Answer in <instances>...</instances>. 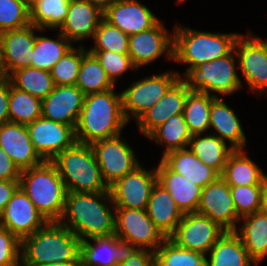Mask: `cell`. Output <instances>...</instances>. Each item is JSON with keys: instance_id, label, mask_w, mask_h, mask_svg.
<instances>
[{"instance_id": "cell-11", "label": "cell", "mask_w": 267, "mask_h": 266, "mask_svg": "<svg viewBox=\"0 0 267 266\" xmlns=\"http://www.w3.org/2000/svg\"><path fill=\"white\" fill-rule=\"evenodd\" d=\"M90 146L108 187L141 165L134 150L121 137V134L95 141Z\"/></svg>"}, {"instance_id": "cell-53", "label": "cell", "mask_w": 267, "mask_h": 266, "mask_svg": "<svg viewBox=\"0 0 267 266\" xmlns=\"http://www.w3.org/2000/svg\"><path fill=\"white\" fill-rule=\"evenodd\" d=\"M39 266H82L81 260H72V261H67V262H54V263H49V264H44V265H39Z\"/></svg>"}, {"instance_id": "cell-40", "label": "cell", "mask_w": 267, "mask_h": 266, "mask_svg": "<svg viewBox=\"0 0 267 266\" xmlns=\"http://www.w3.org/2000/svg\"><path fill=\"white\" fill-rule=\"evenodd\" d=\"M206 255L185 249L167 238L155 251L157 266H206Z\"/></svg>"}, {"instance_id": "cell-32", "label": "cell", "mask_w": 267, "mask_h": 266, "mask_svg": "<svg viewBox=\"0 0 267 266\" xmlns=\"http://www.w3.org/2000/svg\"><path fill=\"white\" fill-rule=\"evenodd\" d=\"M195 134L189 141L188 148L207 166L219 175L224 170L229 155L235 150L214 134Z\"/></svg>"}, {"instance_id": "cell-31", "label": "cell", "mask_w": 267, "mask_h": 266, "mask_svg": "<svg viewBox=\"0 0 267 266\" xmlns=\"http://www.w3.org/2000/svg\"><path fill=\"white\" fill-rule=\"evenodd\" d=\"M242 225L234 231L250 257L259 264L267 257V216L260 211L240 218ZM239 229V230H238Z\"/></svg>"}, {"instance_id": "cell-8", "label": "cell", "mask_w": 267, "mask_h": 266, "mask_svg": "<svg viewBox=\"0 0 267 266\" xmlns=\"http://www.w3.org/2000/svg\"><path fill=\"white\" fill-rule=\"evenodd\" d=\"M178 71L167 70L162 74L147 76L135 81L121 92L122 110L127 122L131 118L135 122L180 78Z\"/></svg>"}, {"instance_id": "cell-43", "label": "cell", "mask_w": 267, "mask_h": 266, "mask_svg": "<svg viewBox=\"0 0 267 266\" xmlns=\"http://www.w3.org/2000/svg\"><path fill=\"white\" fill-rule=\"evenodd\" d=\"M30 24V8L23 0H0V33Z\"/></svg>"}, {"instance_id": "cell-5", "label": "cell", "mask_w": 267, "mask_h": 266, "mask_svg": "<svg viewBox=\"0 0 267 266\" xmlns=\"http://www.w3.org/2000/svg\"><path fill=\"white\" fill-rule=\"evenodd\" d=\"M173 61L187 64L188 68L199 67L225 57L234 50L239 33H214L195 30L177 24L173 30Z\"/></svg>"}, {"instance_id": "cell-2", "label": "cell", "mask_w": 267, "mask_h": 266, "mask_svg": "<svg viewBox=\"0 0 267 266\" xmlns=\"http://www.w3.org/2000/svg\"><path fill=\"white\" fill-rule=\"evenodd\" d=\"M122 110L121 93L114 88L85 95L75 128L76 140L83 144L118 136L127 125Z\"/></svg>"}, {"instance_id": "cell-26", "label": "cell", "mask_w": 267, "mask_h": 266, "mask_svg": "<svg viewBox=\"0 0 267 266\" xmlns=\"http://www.w3.org/2000/svg\"><path fill=\"white\" fill-rule=\"evenodd\" d=\"M209 120L210 128L214 130L212 134L230 143L229 145L234 149H245L247 138L240 119L234 110L223 101V97L217 96L212 101Z\"/></svg>"}, {"instance_id": "cell-33", "label": "cell", "mask_w": 267, "mask_h": 266, "mask_svg": "<svg viewBox=\"0 0 267 266\" xmlns=\"http://www.w3.org/2000/svg\"><path fill=\"white\" fill-rule=\"evenodd\" d=\"M147 138L156 142V144L165 146L163 149V155H165L174 150L188 148L192 134L183 114H177L154 129Z\"/></svg>"}, {"instance_id": "cell-29", "label": "cell", "mask_w": 267, "mask_h": 266, "mask_svg": "<svg viewBox=\"0 0 267 266\" xmlns=\"http://www.w3.org/2000/svg\"><path fill=\"white\" fill-rule=\"evenodd\" d=\"M206 266H252L258 265L245 249L234 231H225L208 252Z\"/></svg>"}, {"instance_id": "cell-44", "label": "cell", "mask_w": 267, "mask_h": 266, "mask_svg": "<svg viewBox=\"0 0 267 266\" xmlns=\"http://www.w3.org/2000/svg\"><path fill=\"white\" fill-rule=\"evenodd\" d=\"M263 185L230 186L237 215L242 218L260 210Z\"/></svg>"}, {"instance_id": "cell-27", "label": "cell", "mask_w": 267, "mask_h": 266, "mask_svg": "<svg viewBox=\"0 0 267 266\" xmlns=\"http://www.w3.org/2000/svg\"><path fill=\"white\" fill-rule=\"evenodd\" d=\"M146 212L166 238L175 232L184 215L170 193L158 182L151 190Z\"/></svg>"}, {"instance_id": "cell-55", "label": "cell", "mask_w": 267, "mask_h": 266, "mask_svg": "<svg viewBox=\"0 0 267 266\" xmlns=\"http://www.w3.org/2000/svg\"><path fill=\"white\" fill-rule=\"evenodd\" d=\"M178 4L185 2V0H177Z\"/></svg>"}, {"instance_id": "cell-16", "label": "cell", "mask_w": 267, "mask_h": 266, "mask_svg": "<svg viewBox=\"0 0 267 266\" xmlns=\"http://www.w3.org/2000/svg\"><path fill=\"white\" fill-rule=\"evenodd\" d=\"M43 31L29 26L0 33V69L3 76L9 77L14 71L31 66L36 32Z\"/></svg>"}, {"instance_id": "cell-47", "label": "cell", "mask_w": 267, "mask_h": 266, "mask_svg": "<svg viewBox=\"0 0 267 266\" xmlns=\"http://www.w3.org/2000/svg\"><path fill=\"white\" fill-rule=\"evenodd\" d=\"M155 252L146 249H129L119 266H154Z\"/></svg>"}, {"instance_id": "cell-13", "label": "cell", "mask_w": 267, "mask_h": 266, "mask_svg": "<svg viewBox=\"0 0 267 266\" xmlns=\"http://www.w3.org/2000/svg\"><path fill=\"white\" fill-rule=\"evenodd\" d=\"M156 182V167L148 170L141 164L109 187L115 208L146 210Z\"/></svg>"}, {"instance_id": "cell-22", "label": "cell", "mask_w": 267, "mask_h": 266, "mask_svg": "<svg viewBox=\"0 0 267 266\" xmlns=\"http://www.w3.org/2000/svg\"><path fill=\"white\" fill-rule=\"evenodd\" d=\"M103 11L86 0H70L68 13L63 24L57 29L72 44L93 38Z\"/></svg>"}, {"instance_id": "cell-49", "label": "cell", "mask_w": 267, "mask_h": 266, "mask_svg": "<svg viewBox=\"0 0 267 266\" xmlns=\"http://www.w3.org/2000/svg\"><path fill=\"white\" fill-rule=\"evenodd\" d=\"M9 77L0 79V124L9 122Z\"/></svg>"}, {"instance_id": "cell-17", "label": "cell", "mask_w": 267, "mask_h": 266, "mask_svg": "<svg viewBox=\"0 0 267 266\" xmlns=\"http://www.w3.org/2000/svg\"><path fill=\"white\" fill-rule=\"evenodd\" d=\"M197 213L209 217L225 231H235L239 227L240 217L235 210L230 186L221 176L202 188Z\"/></svg>"}, {"instance_id": "cell-50", "label": "cell", "mask_w": 267, "mask_h": 266, "mask_svg": "<svg viewBox=\"0 0 267 266\" xmlns=\"http://www.w3.org/2000/svg\"><path fill=\"white\" fill-rule=\"evenodd\" d=\"M20 180H0V216L5 206L19 187Z\"/></svg>"}, {"instance_id": "cell-42", "label": "cell", "mask_w": 267, "mask_h": 266, "mask_svg": "<svg viewBox=\"0 0 267 266\" xmlns=\"http://www.w3.org/2000/svg\"><path fill=\"white\" fill-rule=\"evenodd\" d=\"M87 52L83 44L66 52L50 71L54 85H75L82 58Z\"/></svg>"}, {"instance_id": "cell-34", "label": "cell", "mask_w": 267, "mask_h": 266, "mask_svg": "<svg viewBox=\"0 0 267 266\" xmlns=\"http://www.w3.org/2000/svg\"><path fill=\"white\" fill-rule=\"evenodd\" d=\"M58 34L56 40L36 34L30 67L51 71L61 57L74 46L63 34Z\"/></svg>"}, {"instance_id": "cell-19", "label": "cell", "mask_w": 267, "mask_h": 266, "mask_svg": "<svg viewBox=\"0 0 267 266\" xmlns=\"http://www.w3.org/2000/svg\"><path fill=\"white\" fill-rule=\"evenodd\" d=\"M85 94L76 85H55L42 99L41 116L76 128Z\"/></svg>"}, {"instance_id": "cell-54", "label": "cell", "mask_w": 267, "mask_h": 266, "mask_svg": "<svg viewBox=\"0 0 267 266\" xmlns=\"http://www.w3.org/2000/svg\"><path fill=\"white\" fill-rule=\"evenodd\" d=\"M25 3H26V5L29 7V8H31L37 1H39V0H23Z\"/></svg>"}, {"instance_id": "cell-15", "label": "cell", "mask_w": 267, "mask_h": 266, "mask_svg": "<svg viewBox=\"0 0 267 266\" xmlns=\"http://www.w3.org/2000/svg\"><path fill=\"white\" fill-rule=\"evenodd\" d=\"M35 151L44 161L53 160L77 140L73 126L39 117L27 125Z\"/></svg>"}, {"instance_id": "cell-25", "label": "cell", "mask_w": 267, "mask_h": 266, "mask_svg": "<svg viewBox=\"0 0 267 266\" xmlns=\"http://www.w3.org/2000/svg\"><path fill=\"white\" fill-rule=\"evenodd\" d=\"M156 171L157 182L170 193L183 214L197 212L202 187L171 171L161 160L156 167Z\"/></svg>"}, {"instance_id": "cell-1", "label": "cell", "mask_w": 267, "mask_h": 266, "mask_svg": "<svg viewBox=\"0 0 267 266\" xmlns=\"http://www.w3.org/2000/svg\"><path fill=\"white\" fill-rule=\"evenodd\" d=\"M59 222L81 241L114 235L115 206L110 191L67 192L64 214Z\"/></svg>"}, {"instance_id": "cell-14", "label": "cell", "mask_w": 267, "mask_h": 266, "mask_svg": "<svg viewBox=\"0 0 267 266\" xmlns=\"http://www.w3.org/2000/svg\"><path fill=\"white\" fill-rule=\"evenodd\" d=\"M173 47L174 34H170L161 20L148 30L129 35L128 54L137 71L163 54L173 60Z\"/></svg>"}, {"instance_id": "cell-56", "label": "cell", "mask_w": 267, "mask_h": 266, "mask_svg": "<svg viewBox=\"0 0 267 266\" xmlns=\"http://www.w3.org/2000/svg\"><path fill=\"white\" fill-rule=\"evenodd\" d=\"M3 77V75H2V72H1V69H0V79Z\"/></svg>"}, {"instance_id": "cell-18", "label": "cell", "mask_w": 267, "mask_h": 266, "mask_svg": "<svg viewBox=\"0 0 267 266\" xmlns=\"http://www.w3.org/2000/svg\"><path fill=\"white\" fill-rule=\"evenodd\" d=\"M47 221L19 186L0 216V226L9 230L20 241L40 230Z\"/></svg>"}, {"instance_id": "cell-6", "label": "cell", "mask_w": 267, "mask_h": 266, "mask_svg": "<svg viewBox=\"0 0 267 266\" xmlns=\"http://www.w3.org/2000/svg\"><path fill=\"white\" fill-rule=\"evenodd\" d=\"M67 192L110 191L90 144L76 142L53 160Z\"/></svg>"}, {"instance_id": "cell-4", "label": "cell", "mask_w": 267, "mask_h": 266, "mask_svg": "<svg viewBox=\"0 0 267 266\" xmlns=\"http://www.w3.org/2000/svg\"><path fill=\"white\" fill-rule=\"evenodd\" d=\"M19 186L47 222H59L64 214L67 190L52 161L22 170Z\"/></svg>"}, {"instance_id": "cell-9", "label": "cell", "mask_w": 267, "mask_h": 266, "mask_svg": "<svg viewBox=\"0 0 267 266\" xmlns=\"http://www.w3.org/2000/svg\"><path fill=\"white\" fill-rule=\"evenodd\" d=\"M115 235L130 249L153 252L167 239L146 210L132 208H115Z\"/></svg>"}, {"instance_id": "cell-51", "label": "cell", "mask_w": 267, "mask_h": 266, "mask_svg": "<svg viewBox=\"0 0 267 266\" xmlns=\"http://www.w3.org/2000/svg\"><path fill=\"white\" fill-rule=\"evenodd\" d=\"M259 211L267 216V181L263 185V190L261 194V205Z\"/></svg>"}, {"instance_id": "cell-46", "label": "cell", "mask_w": 267, "mask_h": 266, "mask_svg": "<svg viewBox=\"0 0 267 266\" xmlns=\"http://www.w3.org/2000/svg\"><path fill=\"white\" fill-rule=\"evenodd\" d=\"M21 241L0 226V266H21Z\"/></svg>"}, {"instance_id": "cell-45", "label": "cell", "mask_w": 267, "mask_h": 266, "mask_svg": "<svg viewBox=\"0 0 267 266\" xmlns=\"http://www.w3.org/2000/svg\"><path fill=\"white\" fill-rule=\"evenodd\" d=\"M93 54L102 68L106 72L108 78L115 85L117 78L119 79L124 73L130 69L137 70L133 65L129 54H119L112 51H88Z\"/></svg>"}, {"instance_id": "cell-38", "label": "cell", "mask_w": 267, "mask_h": 266, "mask_svg": "<svg viewBox=\"0 0 267 266\" xmlns=\"http://www.w3.org/2000/svg\"><path fill=\"white\" fill-rule=\"evenodd\" d=\"M42 100L17 89L9 79V121L28 125L41 117Z\"/></svg>"}, {"instance_id": "cell-30", "label": "cell", "mask_w": 267, "mask_h": 266, "mask_svg": "<svg viewBox=\"0 0 267 266\" xmlns=\"http://www.w3.org/2000/svg\"><path fill=\"white\" fill-rule=\"evenodd\" d=\"M220 176L229 186L264 185L267 181V175L246 155L244 149H235L229 155Z\"/></svg>"}, {"instance_id": "cell-48", "label": "cell", "mask_w": 267, "mask_h": 266, "mask_svg": "<svg viewBox=\"0 0 267 266\" xmlns=\"http://www.w3.org/2000/svg\"><path fill=\"white\" fill-rule=\"evenodd\" d=\"M20 169L0 147V180H20Z\"/></svg>"}, {"instance_id": "cell-28", "label": "cell", "mask_w": 267, "mask_h": 266, "mask_svg": "<svg viewBox=\"0 0 267 266\" xmlns=\"http://www.w3.org/2000/svg\"><path fill=\"white\" fill-rule=\"evenodd\" d=\"M161 161L171 171L186 177L202 188L220 176L213 168L202 163L189 148L174 150L162 155Z\"/></svg>"}, {"instance_id": "cell-21", "label": "cell", "mask_w": 267, "mask_h": 266, "mask_svg": "<svg viewBox=\"0 0 267 266\" xmlns=\"http://www.w3.org/2000/svg\"><path fill=\"white\" fill-rule=\"evenodd\" d=\"M0 147L20 171L37 166L44 161L34 149L27 125L10 121L0 124Z\"/></svg>"}, {"instance_id": "cell-24", "label": "cell", "mask_w": 267, "mask_h": 266, "mask_svg": "<svg viewBox=\"0 0 267 266\" xmlns=\"http://www.w3.org/2000/svg\"><path fill=\"white\" fill-rule=\"evenodd\" d=\"M129 249L115 234L81 241L82 266H119Z\"/></svg>"}, {"instance_id": "cell-3", "label": "cell", "mask_w": 267, "mask_h": 266, "mask_svg": "<svg viewBox=\"0 0 267 266\" xmlns=\"http://www.w3.org/2000/svg\"><path fill=\"white\" fill-rule=\"evenodd\" d=\"M81 240L60 222H47L21 240V266L81 260Z\"/></svg>"}, {"instance_id": "cell-23", "label": "cell", "mask_w": 267, "mask_h": 266, "mask_svg": "<svg viewBox=\"0 0 267 266\" xmlns=\"http://www.w3.org/2000/svg\"><path fill=\"white\" fill-rule=\"evenodd\" d=\"M189 92V88L179 78L165 95L136 121L140 132L147 137L170 117L183 114L185 100Z\"/></svg>"}, {"instance_id": "cell-20", "label": "cell", "mask_w": 267, "mask_h": 266, "mask_svg": "<svg viewBox=\"0 0 267 266\" xmlns=\"http://www.w3.org/2000/svg\"><path fill=\"white\" fill-rule=\"evenodd\" d=\"M103 18L127 35L148 30L160 20L139 0H116L104 11Z\"/></svg>"}, {"instance_id": "cell-39", "label": "cell", "mask_w": 267, "mask_h": 266, "mask_svg": "<svg viewBox=\"0 0 267 266\" xmlns=\"http://www.w3.org/2000/svg\"><path fill=\"white\" fill-rule=\"evenodd\" d=\"M70 0H39L30 8V22L41 30L58 29L66 19Z\"/></svg>"}, {"instance_id": "cell-35", "label": "cell", "mask_w": 267, "mask_h": 266, "mask_svg": "<svg viewBox=\"0 0 267 266\" xmlns=\"http://www.w3.org/2000/svg\"><path fill=\"white\" fill-rule=\"evenodd\" d=\"M216 97L207 93L190 91L186 97L183 116L192 135L204 134L210 129V108Z\"/></svg>"}, {"instance_id": "cell-36", "label": "cell", "mask_w": 267, "mask_h": 266, "mask_svg": "<svg viewBox=\"0 0 267 266\" xmlns=\"http://www.w3.org/2000/svg\"><path fill=\"white\" fill-rule=\"evenodd\" d=\"M9 79L17 89L41 100L46 98L55 86L50 71L34 67L18 69L9 76Z\"/></svg>"}, {"instance_id": "cell-37", "label": "cell", "mask_w": 267, "mask_h": 266, "mask_svg": "<svg viewBox=\"0 0 267 266\" xmlns=\"http://www.w3.org/2000/svg\"><path fill=\"white\" fill-rule=\"evenodd\" d=\"M85 95L115 88L97 58L87 52L79 69L75 84Z\"/></svg>"}, {"instance_id": "cell-7", "label": "cell", "mask_w": 267, "mask_h": 266, "mask_svg": "<svg viewBox=\"0 0 267 266\" xmlns=\"http://www.w3.org/2000/svg\"><path fill=\"white\" fill-rule=\"evenodd\" d=\"M236 62H238L237 56L233 50L225 57L210 62L205 61L199 67L186 68L180 79L190 91L207 93L215 97L216 94L233 95L243 86L236 70L238 69Z\"/></svg>"}, {"instance_id": "cell-52", "label": "cell", "mask_w": 267, "mask_h": 266, "mask_svg": "<svg viewBox=\"0 0 267 266\" xmlns=\"http://www.w3.org/2000/svg\"><path fill=\"white\" fill-rule=\"evenodd\" d=\"M92 5L97 6L101 11H105L116 0H86Z\"/></svg>"}, {"instance_id": "cell-12", "label": "cell", "mask_w": 267, "mask_h": 266, "mask_svg": "<svg viewBox=\"0 0 267 266\" xmlns=\"http://www.w3.org/2000/svg\"><path fill=\"white\" fill-rule=\"evenodd\" d=\"M225 233L217 223L209 217L197 212L186 213L169 237L179 247L208 255L210 249Z\"/></svg>"}, {"instance_id": "cell-10", "label": "cell", "mask_w": 267, "mask_h": 266, "mask_svg": "<svg viewBox=\"0 0 267 266\" xmlns=\"http://www.w3.org/2000/svg\"><path fill=\"white\" fill-rule=\"evenodd\" d=\"M246 35L240 34L234 46L238 68L249 90L264 95L267 94V42L251 31Z\"/></svg>"}, {"instance_id": "cell-41", "label": "cell", "mask_w": 267, "mask_h": 266, "mask_svg": "<svg viewBox=\"0 0 267 266\" xmlns=\"http://www.w3.org/2000/svg\"><path fill=\"white\" fill-rule=\"evenodd\" d=\"M94 46L87 51H112L128 54L129 35L111 25L104 18L93 35Z\"/></svg>"}]
</instances>
